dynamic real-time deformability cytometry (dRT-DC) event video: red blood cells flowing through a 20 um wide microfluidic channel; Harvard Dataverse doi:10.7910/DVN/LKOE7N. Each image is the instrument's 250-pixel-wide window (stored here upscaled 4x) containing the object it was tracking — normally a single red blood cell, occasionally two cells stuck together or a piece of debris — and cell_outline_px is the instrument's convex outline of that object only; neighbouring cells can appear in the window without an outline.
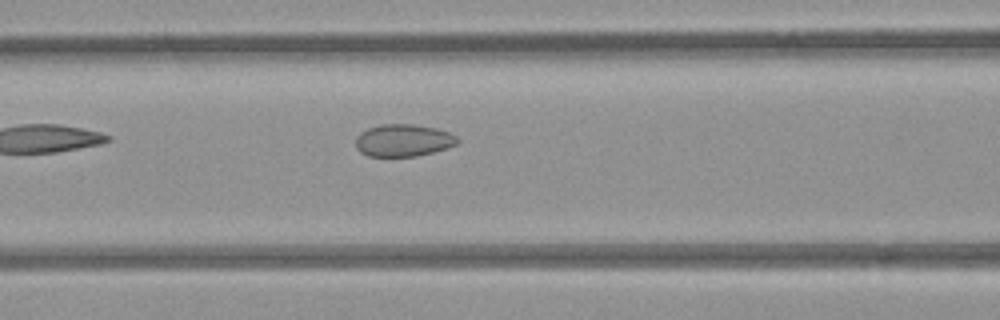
{"species": "common noctule bat (a hibernating species)", "species_latin": "Nyctalus noctula", "temperature_condition": "room temperature", "stored_images_in_passage": 31, "camera_frame_rate_fps": 3000, "um_per_image_px": 0.085, "animal": {"sex": "female", "body_mass_g": 21.9}, "frame": {"image": 1, "passage_image": 7, "time_ms": 2.0, "image_size_px": [1000, 320], "cell_outline_px": [[460, 140], [456, 144], [448, 148], [416, 156], [368, 156], [360, 152], [356, 148], [356, 136], [360, 132], [368, 128], [384, 124], [412, 124], [436, 128], [448, 132], [456, 136]], "centroid_in_image_um": [34.27, 11.93], "position_along_channel_um": 132.3, "area_um2": 19.13}}
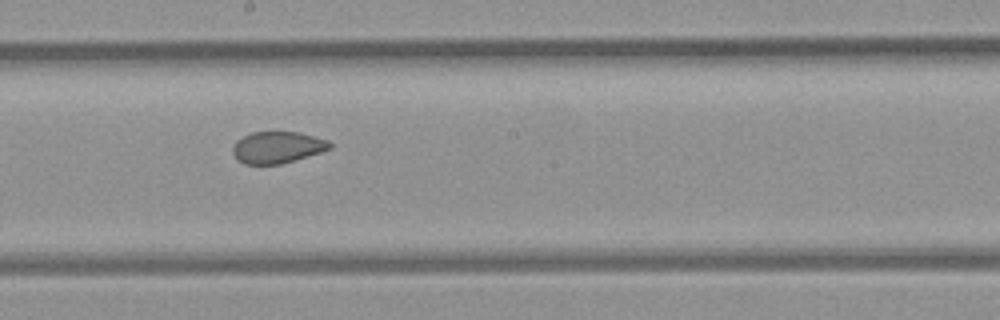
{"frame": {"image": 2, "passage_image": 14, "time_ms": 4.333, "image_size_px": [1000, 320], "cell_outline_px": [[332, 148], [320, 152], [280, 164], [244, 164], [236, 160], [232, 152], [232, 148], [236, 140], [252, 132], [300, 132], [328, 140], [332, 144]], "centroid_in_image_um": [23.55, 12.52], "position_along_channel_um": 224.6, "area_um2": 17.92}}
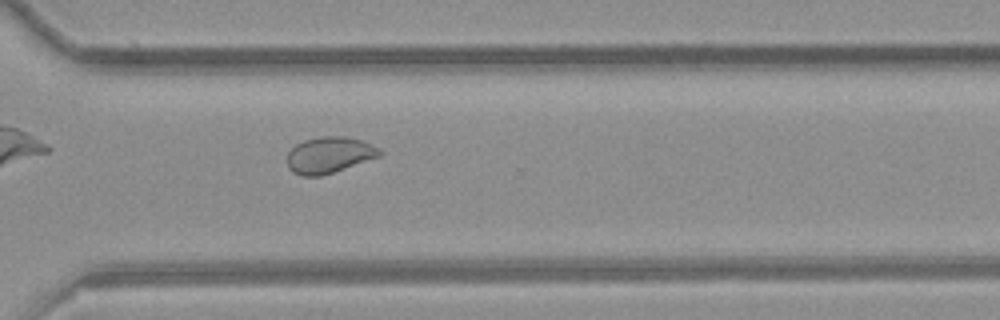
{"frame": {"image": 3, "passage_image": 23, "time_ms": 7.333, "image_size_px": [1000, 320], "cell_outline_px": [[384, 152], [380, 156], [320, 176], [300, 176], [292, 172], [288, 168], [288, 152], [296, 144], [304, 140], [324, 136], [344, 136], [360, 140], [380, 148]], "centroid_in_image_um": [27.97, 13.17], "position_along_channel_um": 342.6, "area_um2": 19.36}}